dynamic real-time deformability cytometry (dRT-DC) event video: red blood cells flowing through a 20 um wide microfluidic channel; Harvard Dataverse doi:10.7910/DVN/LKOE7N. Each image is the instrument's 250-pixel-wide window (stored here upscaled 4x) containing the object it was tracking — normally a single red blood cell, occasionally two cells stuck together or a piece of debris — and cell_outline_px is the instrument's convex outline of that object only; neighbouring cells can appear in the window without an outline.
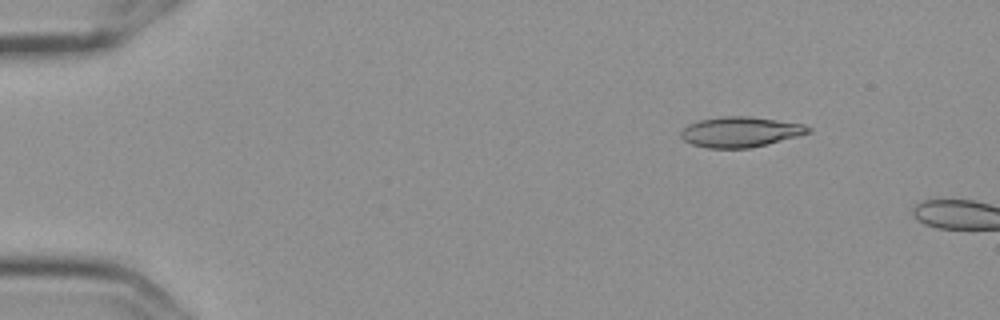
{"species": "Egyptian fruit bat (a non-hibernating species)", "species_latin": "Rousettus aegyptiacus", "temperature_condition": "cold", "stored_images_in_passage": 4, "camera_frame_rate_fps": 3000, "um_per_image_px": 0.085, "frame": {"image": 1, "passage_image": 1, "time_ms": 0.0, "image_size_px": [1000, 320], "cell_outline_px": [[812, 132], [768, 144], [748, 148], [708, 148], [692, 144], [684, 140], [680, 136], [680, 132], [688, 124], [700, 120], [724, 116], [748, 116], [804, 124], [812, 128]], "centroid_in_image_um": [62.94, 11.21], "position_along_channel_um": 22.1, "area_um2": 22.43}}